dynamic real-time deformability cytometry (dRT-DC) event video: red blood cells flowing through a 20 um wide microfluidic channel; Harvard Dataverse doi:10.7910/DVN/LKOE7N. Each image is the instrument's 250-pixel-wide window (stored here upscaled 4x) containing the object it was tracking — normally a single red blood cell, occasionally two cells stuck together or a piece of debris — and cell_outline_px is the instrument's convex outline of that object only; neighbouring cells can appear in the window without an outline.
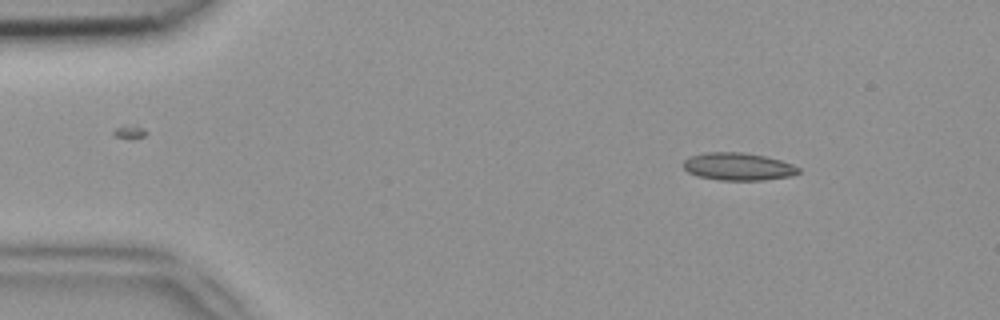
{"species": "common noctule bat (a hibernating species)", "species_latin": "Nyctalus noctula", "temperature_condition": "room temperature", "stored_images_in_passage": 49, "camera_frame_rate_fps": 3000, "um_per_image_px": 0.085, "animal": {"sex": "female", "body_mass_g": 18.4}, "frame": {"image": 1, "passage_image": 7, "time_ms": 2.0, "image_size_px": [1000, 320], "cell_outline_px": [[800, 172], [792, 176], [764, 180], [720, 180], [696, 176], [688, 172], [684, 168], [684, 160], [688, 156], [704, 152], [744, 152], [764, 156], [780, 160], [792, 164], [800, 168]], "centroid_in_image_um": [62.73, 14.15], "position_along_channel_um": 22.3, "area_um2": 18.67}}
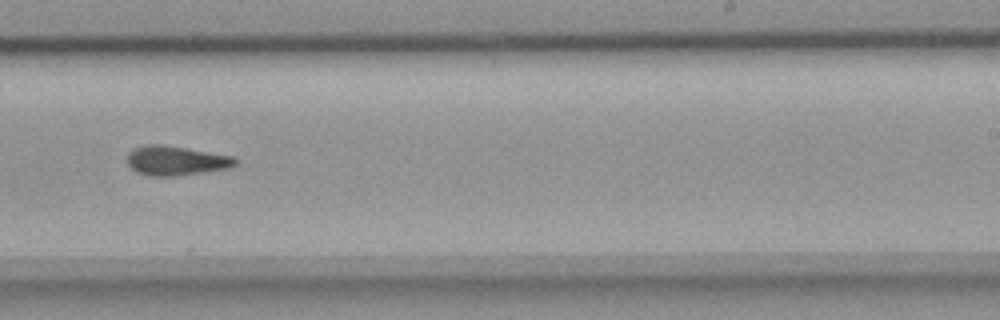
{"frame": {"image": 2, "passage_image": 31, "time_ms": 10.0, "image_size_px": [1000, 320], "cell_outline_px": [[240, 160], [232, 168], [172, 176], [148, 176], [136, 172], [128, 164], [128, 152], [132, 148], [148, 144], [160, 144], [232, 156]], "centroid_in_image_um": [14.95, 13.66], "position_along_channel_um": 274.0, "area_um2": 18.5}}
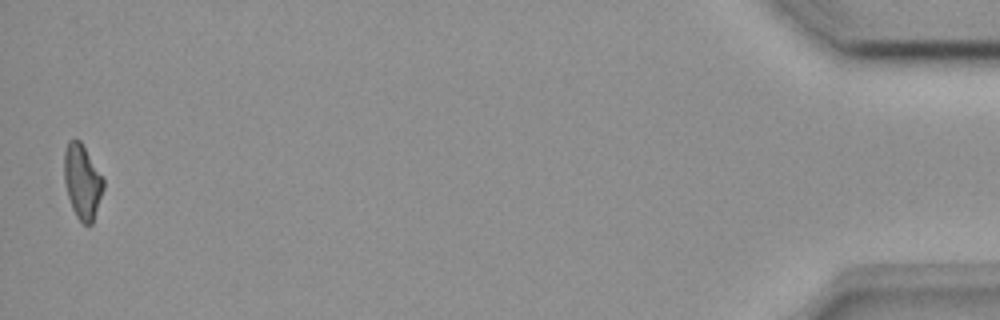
{"frame": {"image": 3, "passage_image": 49, "time_ms": 16.0, "image_size_px": [1000, 320], "cell_outline_px": [[104, 188], [92, 224], [84, 224], [76, 216], [72, 208], [68, 196], [64, 180], [64, 152], [68, 140], [80, 140], [104, 180]], "centroid_in_image_um": [6.98, 15.44], "position_along_channel_um": 428.2, "area_um2": 16.82}}